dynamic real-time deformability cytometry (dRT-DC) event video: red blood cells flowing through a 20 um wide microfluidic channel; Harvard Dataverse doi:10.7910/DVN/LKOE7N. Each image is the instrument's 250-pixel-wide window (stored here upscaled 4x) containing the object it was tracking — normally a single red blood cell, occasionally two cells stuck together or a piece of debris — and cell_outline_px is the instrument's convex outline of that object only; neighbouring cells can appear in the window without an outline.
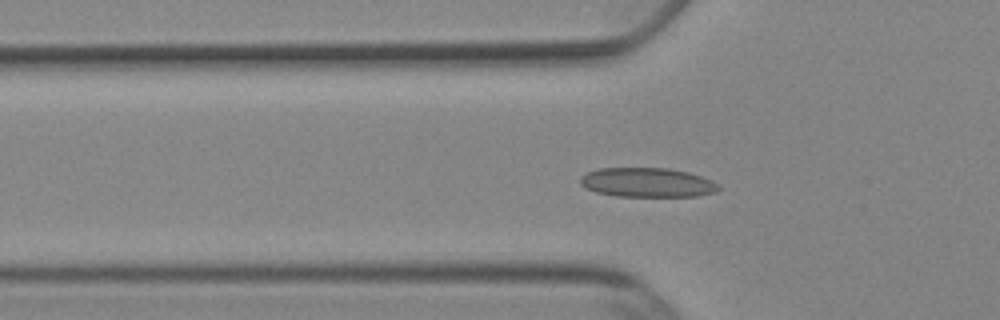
{"species": "Egyptian fruit bat (a non-hibernating species)", "species_latin": "Rousettus aegyptiacus", "temperature_condition": "cold", "stored_images_in_passage": 30, "camera_frame_rate_fps": 3000, "um_per_image_px": 0.085, "animal": {"sex": "female"}, "frame": {"image": 1, "passage_image": 4, "time_ms": 1.0, "image_size_px": [1000, 320], "cell_outline_px": [[720, 188], [716, 192], [696, 196], [616, 196], [596, 192], [584, 188], [580, 184], [580, 176], [588, 172], [600, 168], [668, 168], [688, 172], [712, 180]], "centroid_in_image_um": [54.99, 15.51], "position_along_channel_um": 70.8, "area_um2": 23.64}}
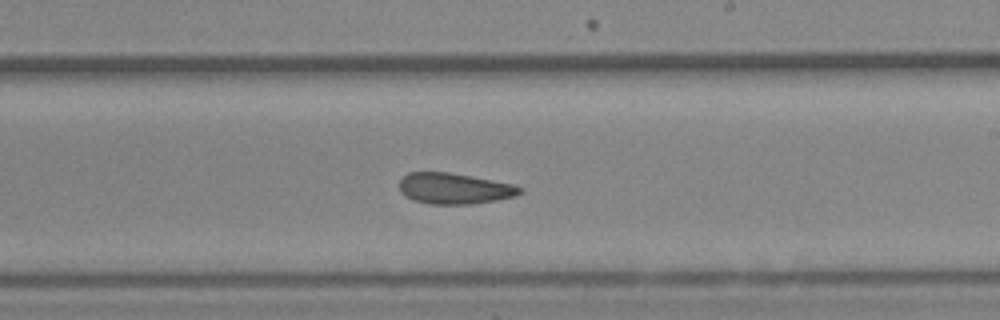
{"frame": {"image": 2, "passage_image": 18, "time_ms": 5.667, "image_size_px": [1000, 320], "cell_outline_px": [[524, 192], [516, 196], [496, 200], [472, 204], [428, 204], [412, 200], [404, 196], [400, 192], [400, 180], [408, 172], [448, 172], [516, 184], [524, 188]], "centroid_in_image_um": [38.65, 16.03], "position_along_channel_um": 250.4, "area_um2": 22.02}}
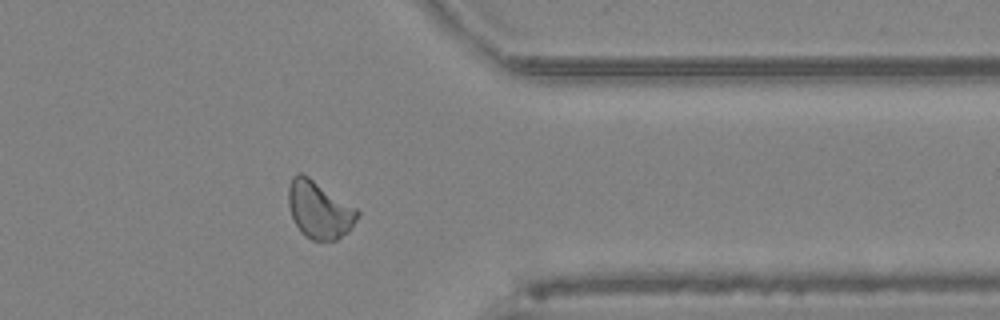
{"frame": {"image": 3, "passage_image": 29, "time_ms": 9.333, "image_size_px": [1000, 320], "cell_outline_px": [[360, 212], [356, 220], [348, 232], [336, 240], [312, 240], [304, 236], [300, 232], [292, 216], [288, 204], [288, 188], [292, 176], [300, 172], [308, 176], [356, 208]], "centroid_in_image_um": [27.12, 17.83], "position_along_channel_um": 384.3, "area_um2": 22.89}, "authors_computed_cell_mechanics": {"area_um2": 22.1663, "velocity_mm_per_s": 3.8743, "shape_relaxation_time_tau1_ms": null, "shape_relaxation_time_tau2_ms": 6.2913, "deformation_change_tau1": null, "deformation_change_tau2": 0.1098}}